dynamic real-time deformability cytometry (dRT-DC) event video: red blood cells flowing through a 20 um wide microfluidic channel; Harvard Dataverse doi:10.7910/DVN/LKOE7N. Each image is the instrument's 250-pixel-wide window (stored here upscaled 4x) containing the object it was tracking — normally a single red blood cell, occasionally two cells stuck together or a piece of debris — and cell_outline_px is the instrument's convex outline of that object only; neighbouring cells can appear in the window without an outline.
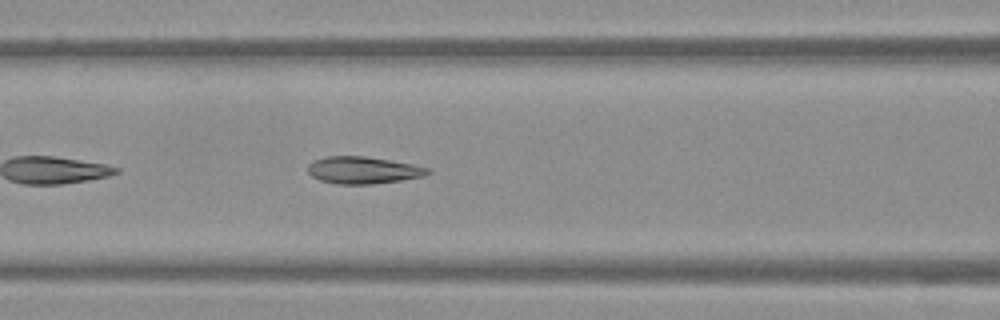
{"species": "Egyptian fruit bat (a non-hibernating species)", "species_latin": "Rousettus aegyptiacus", "temperature_condition": "warm", "stored_images_in_passage": 23, "camera_frame_rate_fps": 3000, "um_per_image_px": 0.085, "frame": {"image": 1, "passage_image": 7, "time_ms": 2.0, "image_size_px": [1000, 320], "cell_outline_px": [[432, 172], [424, 176], [400, 180], [372, 184], [336, 184], [320, 180], [312, 176], [308, 172], [308, 164], [312, 160], [324, 156], [364, 156], [412, 164], [428, 168]], "centroid_in_image_um": [30.82, 14.46], "position_along_channel_um": 135.8, "area_um2": 18.9}}
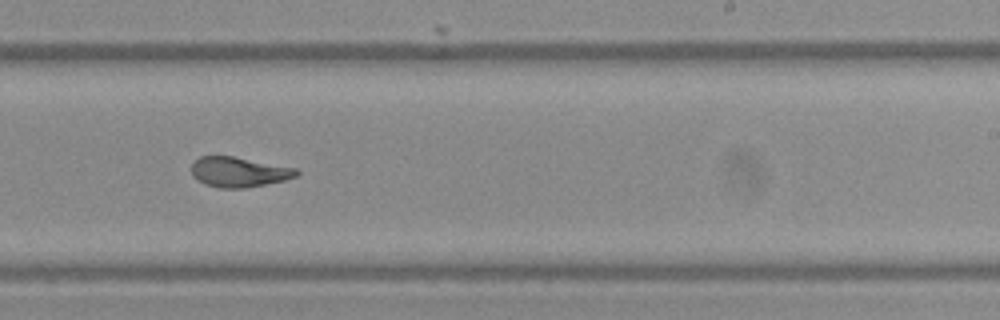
{"frame": {"image": 2, "passage_image": 17, "time_ms": 5.333, "image_size_px": [1000, 320], "cell_outline_px": [[300, 172], [296, 176], [284, 180], [244, 188], [220, 188], [204, 184], [196, 180], [192, 176], [192, 164], [200, 156], [232, 156], [296, 168]], "centroid_in_image_um": [20.27, 14.62], "position_along_channel_um": 268.7, "area_um2": 18.26}}
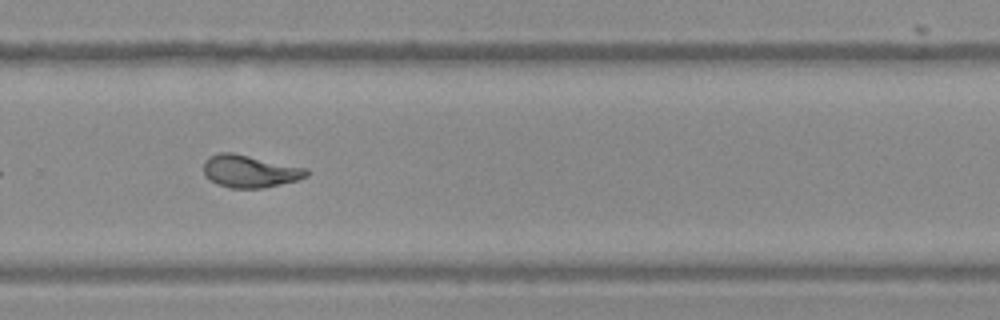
{"frame": {"image": 3, "passage_image": 20, "time_ms": 6.333, "image_size_px": [1000, 320], "cell_outline_px": [[312, 172], [308, 176], [296, 180], [264, 188], [232, 188], [216, 184], [204, 176], [204, 160], [208, 156], [220, 152], [232, 152], [308, 168]], "centroid_in_image_um": [21.24, 14.55], "position_along_channel_um": 308.6, "area_um2": 19.71}}